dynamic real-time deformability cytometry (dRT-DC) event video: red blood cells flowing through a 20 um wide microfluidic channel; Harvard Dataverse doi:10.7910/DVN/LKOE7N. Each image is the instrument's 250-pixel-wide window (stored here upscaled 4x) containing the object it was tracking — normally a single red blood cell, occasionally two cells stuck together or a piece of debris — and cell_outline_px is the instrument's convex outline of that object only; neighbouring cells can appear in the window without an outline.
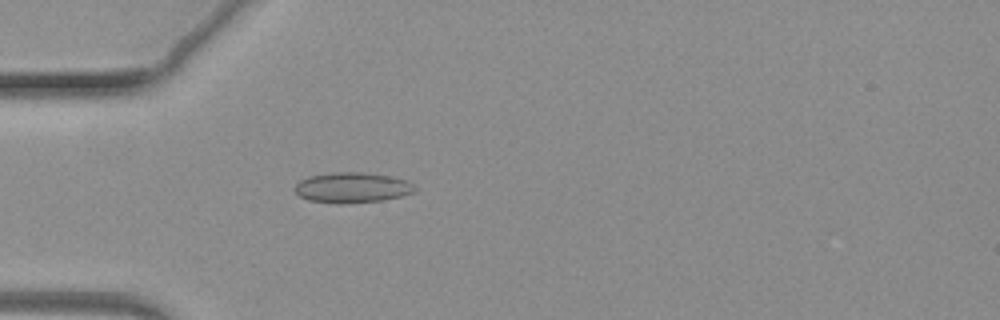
{"species": "common noctule bat (a hibernating species)", "species_latin": "Nyctalus noctula", "temperature_condition": "warm", "stored_images_in_passage": 64, "camera_frame_rate_fps": 3000, "um_per_image_px": 0.085, "animal": {"sex": "female", "body_mass_g": 19.3, "forearm_length_mm": 54.1}, "frame": {"image": 1, "passage_image": 16, "time_ms": 5.0, "image_size_px": [1000, 320], "cell_outline_px": [[416, 188], [412, 192], [400, 196], [384, 200], [344, 204], [308, 200], [300, 196], [296, 192], [296, 184], [300, 180], [308, 176], [332, 172], [360, 172], [392, 176], [408, 180]], "centroid_in_image_um": [29.94, 15.94], "position_along_channel_um": 55.1, "area_um2": 21.21}}
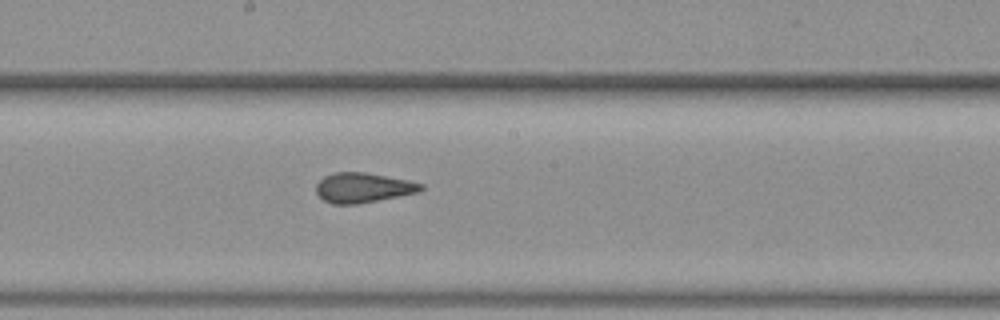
{"frame": {"image": 2, "passage_image": 33, "time_ms": 10.667, "image_size_px": [1000, 320], "cell_outline_px": [[424, 188], [420, 192], [356, 204], [332, 204], [324, 200], [316, 192], [316, 184], [324, 176], [332, 172], [364, 172], [408, 180], [424, 184]], "centroid_in_image_um": [30.86, 15.95], "position_along_channel_um": 217.3, "area_um2": 18.21}}
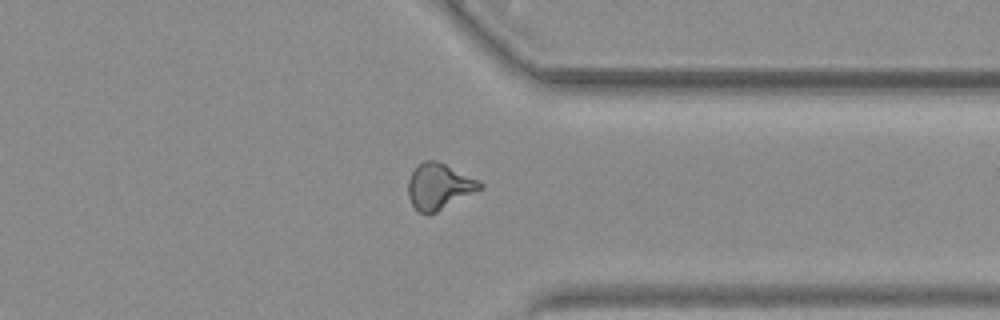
{"frame": {"image": 3, "passage_image": 49, "time_ms": 16.0, "image_size_px": [1000, 320], "cell_outline_px": [[484, 188], [428, 216], [420, 212], [412, 204], [408, 196], [408, 180], [416, 164], [424, 160], [436, 160], [480, 180], [484, 184]], "centroid_in_image_um": [37.33, 15.84], "position_along_channel_um": 374.1, "area_um2": 19.42}}